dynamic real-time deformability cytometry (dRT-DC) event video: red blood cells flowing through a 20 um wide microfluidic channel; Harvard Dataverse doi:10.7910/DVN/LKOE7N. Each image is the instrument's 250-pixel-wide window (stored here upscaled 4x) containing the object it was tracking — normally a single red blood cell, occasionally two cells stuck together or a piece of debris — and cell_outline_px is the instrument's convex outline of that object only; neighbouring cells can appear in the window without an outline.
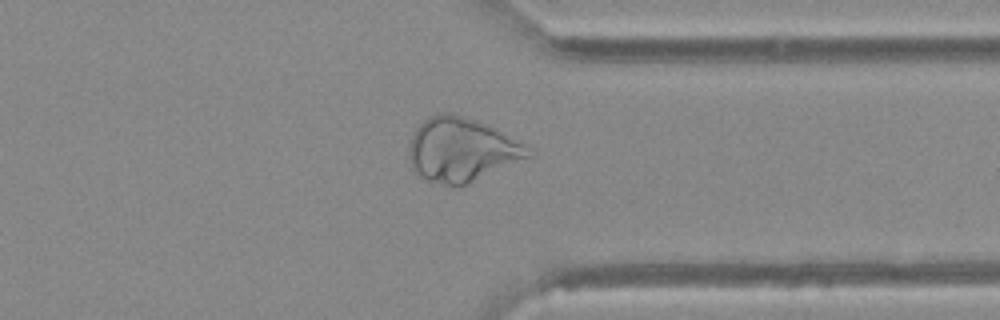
{"species": "Egyptian fruit bat (a non-hibernating species)", "species_latin": "Rousettus aegyptiacus", "temperature_condition": "warm", "stored_images_in_passage": 38, "camera_frame_rate_fps": 3000, "um_per_image_px": 0.085, "animal": {"sex": "female"}, "frame": {"image": 1, "passage_image": 27, "time_ms": 8.667, "image_size_px": [1000, 320], "cell_outline_px": [[532, 156], [464, 184], [444, 184], [428, 180], [420, 176], [412, 168], [408, 156], [408, 148], [412, 136], [416, 128], [428, 116], [440, 112], [452, 112], [488, 124], [496, 128], [524, 144]], "centroid_in_image_um": [39.19, 12.68], "position_along_channel_um": 372.2, "area_um2": 43.81}}